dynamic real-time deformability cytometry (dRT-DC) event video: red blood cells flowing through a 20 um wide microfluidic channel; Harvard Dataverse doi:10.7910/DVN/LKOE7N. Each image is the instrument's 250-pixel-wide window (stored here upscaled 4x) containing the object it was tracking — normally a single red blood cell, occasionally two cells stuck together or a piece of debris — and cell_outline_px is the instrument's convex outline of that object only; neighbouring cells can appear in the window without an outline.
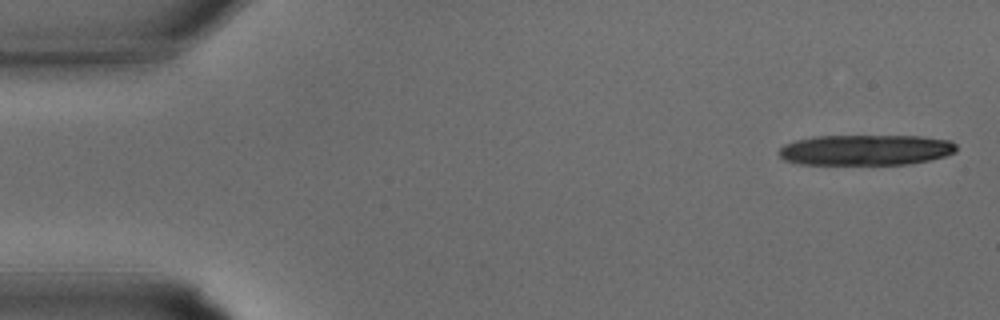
{"species": "common noctule bat (a hibernating species)", "species_latin": "Nyctalus noctula", "temperature_condition": "warm", "stored_images_in_passage": 12, "camera_frame_rate_fps": 3000, "um_per_image_px": 0.085, "animal": {"sex": "male", "body_mass_g": 15.6}, "frame": {"image": 1, "passage_image": 1, "time_ms": 0.0, "image_size_px": [1000, 320], "cell_outline_px": [[956, 152], [944, 156], [928, 160], [908, 164], [800, 164], [784, 160], [780, 156], [780, 148], [784, 144], [796, 140], [812, 136], [924, 136], [952, 140], [956, 144]], "centroid_in_image_um": [73.6, 12.74], "position_along_channel_um": 11.4, "area_um2": 31.73}}